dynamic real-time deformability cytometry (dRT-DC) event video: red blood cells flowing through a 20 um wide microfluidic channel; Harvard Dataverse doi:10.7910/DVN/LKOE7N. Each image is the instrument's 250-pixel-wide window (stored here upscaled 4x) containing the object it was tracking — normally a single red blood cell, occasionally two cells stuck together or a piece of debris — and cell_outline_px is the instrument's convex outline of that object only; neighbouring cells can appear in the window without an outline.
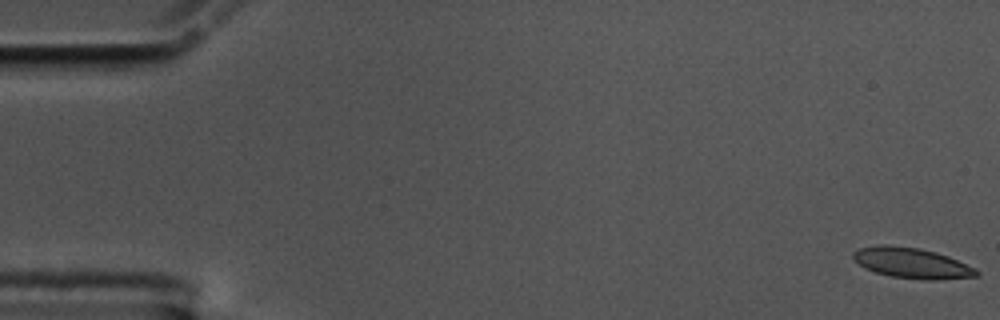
{"species": "common noctule bat (a hibernating species)", "species_latin": "Nyctalus noctula", "temperature_condition": "cold", "stored_images_in_passage": 57, "camera_frame_rate_fps": 3000, "um_per_image_px": 0.085, "animal": {"sex": "male", "body_mass_g": 17.5, "forearm_length_mm": 52.3}, "frame": {"image": 1, "passage_image": 1, "time_ms": 0.0, "image_size_px": [1000, 320], "cell_outline_px": [[980, 272], [976, 276], [936, 280], [924, 280], [892, 276], [876, 272], [864, 268], [852, 256], [852, 252], [856, 248], [880, 244], [888, 244], [920, 248], [936, 252], [948, 256], [976, 268]], "centroid_in_image_um": [77.49, 22.34], "position_along_channel_um": 7.5, "area_um2": 22.02}}
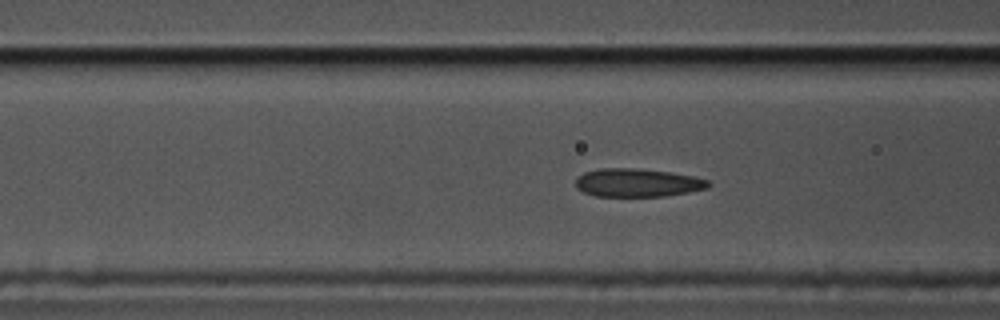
{"frame": {"image": 2, "passage_image": 22, "time_ms": 7.0, "image_size_px": [1000, 320], "cell_outline_px": [[712, 184], [708, 188], [688, 192], [664, 196], [596, 196], [584, 192], [576, 188], [576, 176], [584, 172], [600, 168], [636, 168], [672, 172], [692, 176], [708, 180]], "centroid_in_image_um": [54.17, 15.52], "position_along_channel_um": 112.4, "area_um2": 21.96}}
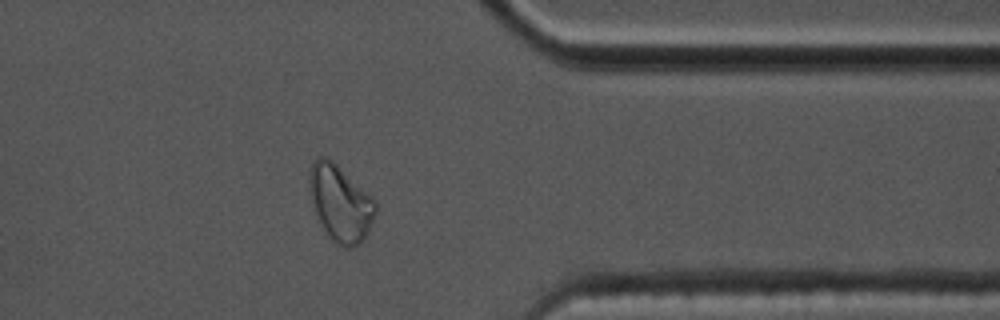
{"frame": {"image": 3, "passage_image": 46, "time_ms": 15.0, "image_size_px": [1000, 320], "cell_outline_px": [[376, 212], [368, 232], [364, 240], [360, 244], [352, 248], [344, 248], [332, 240], [324, 232], [316, 216], [308, 188], [308, 176], [312, 160], [320, 156], [324, 156], [332, 160], [372, 196], [376, 200]], "centroid_in_image_um": [28.91, 17.28], "position_along_channel_um": 382.5, "area_um2": 29.82}, "authors_computed_cell_mechanics": {"area_um2": 22.0796, "velocity_mm_per_s": 3.5241, "shape_relaxation_time_tau1_ms": 6.3938, "shape_relaxation_time_tau2_ms": 1.4103, "deformation_change_tau1": 0.1831, "deformation_change_tau2": 0.0885}}